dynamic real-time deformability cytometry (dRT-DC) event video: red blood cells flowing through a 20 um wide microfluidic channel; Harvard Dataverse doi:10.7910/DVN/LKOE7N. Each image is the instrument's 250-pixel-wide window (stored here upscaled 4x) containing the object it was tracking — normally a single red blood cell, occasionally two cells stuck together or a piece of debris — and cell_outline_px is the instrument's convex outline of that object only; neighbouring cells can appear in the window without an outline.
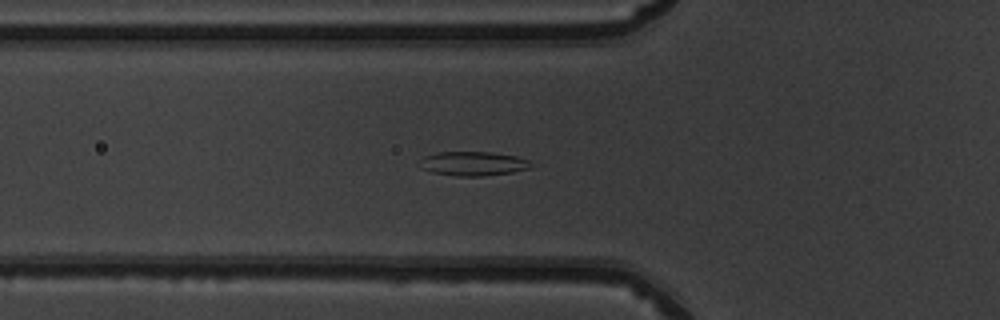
{"species": "common noctule bat (a hibernating species)", "species_latin": "Nyctalus noctula", "temperature_condition": "warm", "stored_images_in_passage": 50, "camera_frame_rate_fps": 3000, "um_per_image_px": 0.085, "animal": {"sex": "male", "body_mass_g": 19.5, "forearm_length_mm": 54.6}, "frame": {"image": 1, "passage_image": 17, "time_ms": 5.333, "image_size_px": [1000, 320], "cell_outline_px": [[532, 168], [512, 172], [484, 176], [456, 176], [432, 172], [420, 168], [424, 156], [440, 152], [492, 152], [516, 156], [532, 160]], "centroid_in_image_um": [40.29, 13.91], "position_along_channel_um": 85.5, "area_um2": 15.72}}
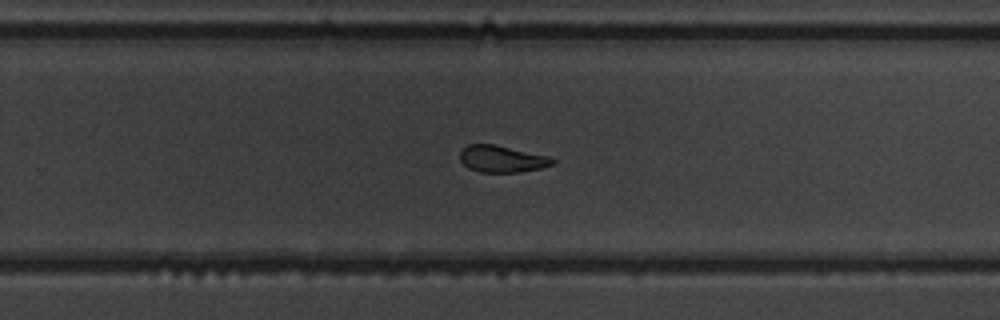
{"frame": {"image": 2, "passage_image": 32, "time_ms": 10.333, "image_size_px": [1000, 320], "cell_outline_px": [[556, 164], [540, 168], [520, 172], [480, 172], [468, 168], [460, 160], [460, 152], [468, 144], [496, 144], [548, 156], [556, 160]], "centroid_in_image_um": [42.68, 13.51], "position_along_channel_um": 287.1, "area_um2": 14.51}}
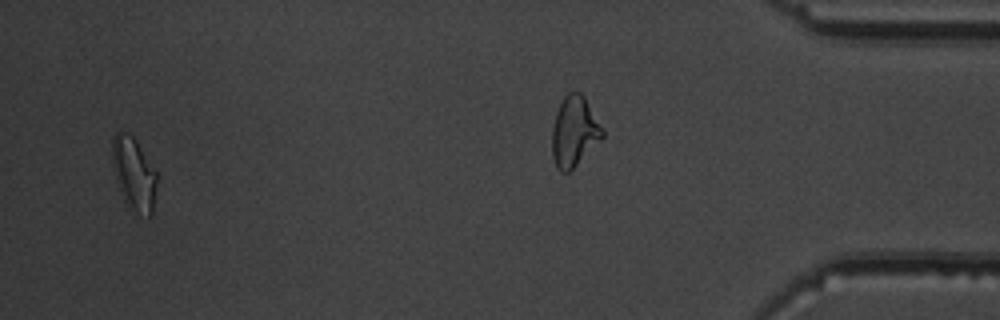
{"frame": {"image": 3, "passage_image": 48, "time_ms": 15.667, "image_size_px": [1000, 320], "cell_outline_px": [[156, 188], [152, 216], [148, 216], [136, 212], [128, 208], [124, 200], [112, 168], [112, 140], [116, 132], [124, 132], [132, 136], [136, 140], [156, 172]], "centroid_in_image_um": [11.37, 14.79], "position_along_channel_um": 423.8, "area_um2": 18.79}, "authors_computed_cell_mechanics": {"area_um2": 16.0973, "velocity_mm_per_s": 4.0371, "shape_relaxation_time_tau1_ms": 4.5088, "shape_relaxation_time_tau2_ms": 2.0604, "deformation_change_tau1": 0.1267, "deformation_change_tau2": 0.0764}}